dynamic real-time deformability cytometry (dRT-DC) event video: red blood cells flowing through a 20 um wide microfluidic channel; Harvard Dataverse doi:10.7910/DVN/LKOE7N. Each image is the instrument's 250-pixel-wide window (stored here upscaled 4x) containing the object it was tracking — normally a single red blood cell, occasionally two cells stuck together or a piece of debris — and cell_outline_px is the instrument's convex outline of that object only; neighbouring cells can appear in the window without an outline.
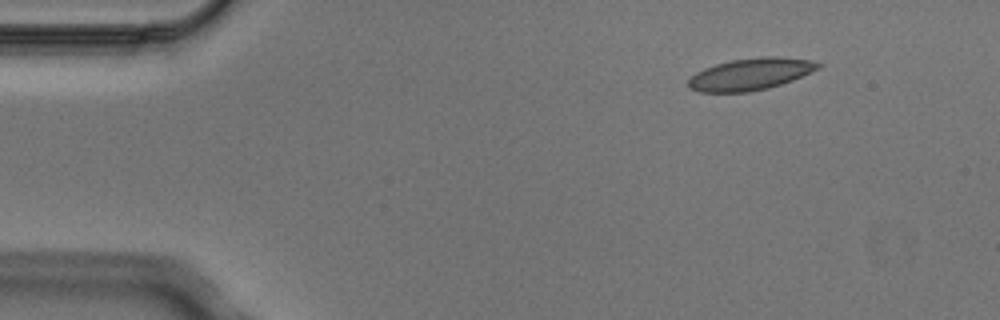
{"species": "Egyptian fruit bat (a non-hibernating species)", "species_latin": "Rousettus aegyptiacus", "temperature_condition": "cold", "stored_images_in_passage": 3, "camera_frame_rate_fps": 3000, "um_per_image_px": 0.085, "animal": {"sex": "male"}, "frame": {"image": 1, "passage_image": 3, "time_ms": 0.667, "image_size_px": [1000, 320], "cell_outline_px": [[824, 64], [820, 68], [792, 80], [768, 88], [748, 92], [700, 92], [688, 88], [688, 80], [696, 72], [704, 68], [716, 64], [732, 60], [764, 56], [776, 56], [808, 60]], "centroid_in_image_um": [63.78, 6.3], "position_along_channel_um": 21.2, "area_um2": 23.99}}